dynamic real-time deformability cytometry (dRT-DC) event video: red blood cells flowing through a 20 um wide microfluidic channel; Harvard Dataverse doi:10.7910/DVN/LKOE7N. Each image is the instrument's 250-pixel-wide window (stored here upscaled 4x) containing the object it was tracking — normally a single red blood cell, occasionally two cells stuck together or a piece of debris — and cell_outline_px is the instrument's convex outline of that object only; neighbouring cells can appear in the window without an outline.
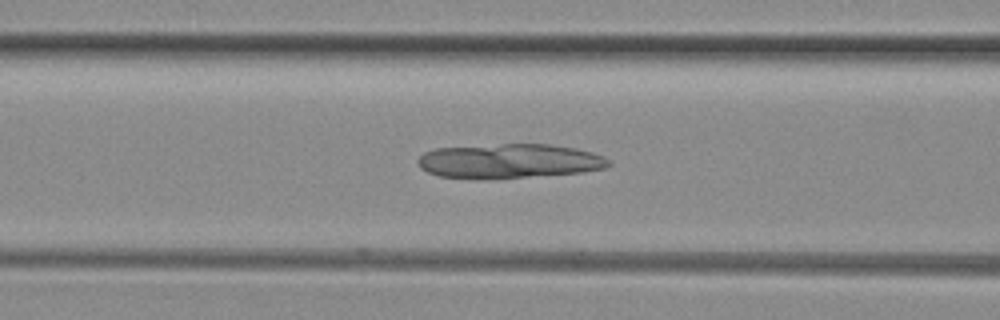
{"species": "common noctule bat (a hibernating species)", "species_latin": "Nyctalus noctula", "temperature_condition": "room temperature", "stored_images_in_passage": 13, "camera_frame_rate_fps": 3000, "um_per_image_px": 0.085, "animal": {"sex": "female", "body_mass_g": 29.2, "forearm_length_mm": 56.3}, "frame": {"image": 1, "passage_image": 9, "time_ms": 2.667, "image_size_px": [1000, 320], "cell_outline_px": [[612, 164], [604, 168], [584, 172], [484, 180], [476, 180], [440, 176], [428, 172], [420, 168], [416, 160], [424, 152], [436, 148], [504, 144], [548, 144], [576, 148], [592, 152], [604, 156], [612, 160]], "centroid_in_image_um": [43.29, 13.7], "position_along_channel_um": 123.3, "area_um2": 38.78}}
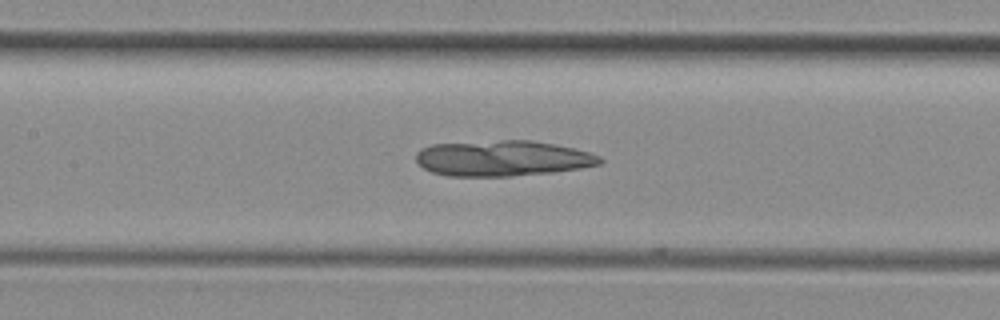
{"frame": {"image": 2, "passage_image": 12, "time_ms": 3.667, "image_size_px": [1000, 320], "cell_outline_px": [[604, 160], [600, 164], [580, 168], [552, 172], [508, 176], [448, 176], [432, 172], [424, 168], [416, 160], [416, 152], [420, 148], [432, 144], [500, 140], [532, 140], [556, 144], [588, 152], [600, 156]], "centroid_in_image_um": [42.7, 13.45], "position_along_channel_um": 164.7, "area_um2": 38.21}}